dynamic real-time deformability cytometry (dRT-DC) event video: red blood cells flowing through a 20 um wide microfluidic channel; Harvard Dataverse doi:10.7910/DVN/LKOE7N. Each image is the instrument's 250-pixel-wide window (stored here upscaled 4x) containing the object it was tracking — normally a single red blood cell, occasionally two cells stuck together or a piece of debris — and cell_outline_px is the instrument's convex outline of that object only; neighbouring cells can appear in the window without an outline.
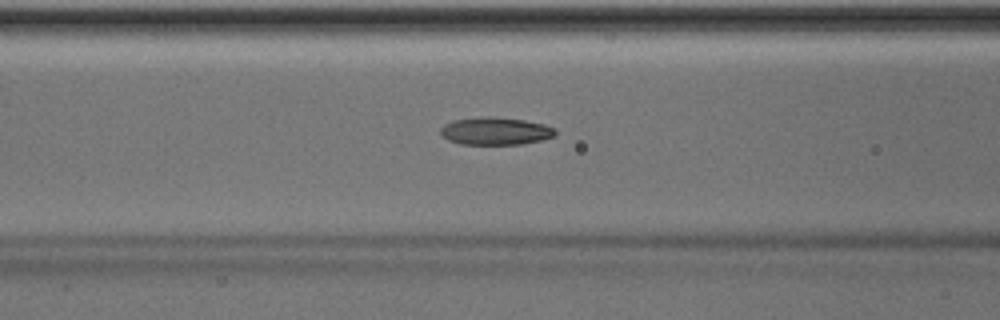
{"species": "Egyptian fruit bat (a non-hibernating species)", "species_latin": "Rousettus aegyptiacus", "temperature_condition": "room temperature", "stored_images_in_passage": 47, "camera_frame_rate_fps": 3000, "um_per_image_px": 0.085, "animal": {"sex": "male"}, "frame": {"image": 1, "passage_image": 21, "time_ms": 6.667, "image_size_px": [1000, 320], "cell_outline_px": [[556, 132], [552, 136], [540, 140], [520, 144], [460, 144], [448, 140], [440, 132], [440, 128], [444, 124], [452, 120], [488, 116], [524, 120], [544, 124], [556, 128]], "centroid_in_image_um": [42.09, 11.13], "position_along_channel_um": 124.5, "area_um2": 18.32}}
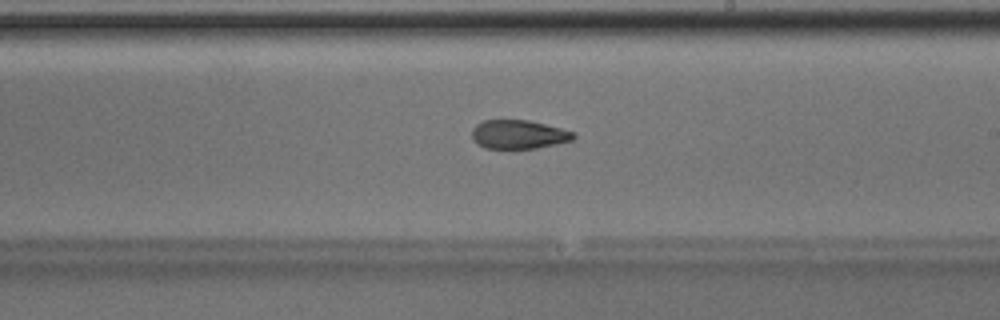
{"frame": {"image": 2, "passage_image": 30, "time_ms": 9.667, "image_size_px": [1000, 320], "cell_outline_px": [[576, 136], [572, 140], [556, 144], [536, 148], [484, 148], [476, 144], [472, 140], [472, 128], [476, 124], [484, 120], [528, 120], [576, 132]], "centroid_in_image_um": [44.06, 11.42], "position_along_channel_um": 244.9, "area_um2": 17.11}}
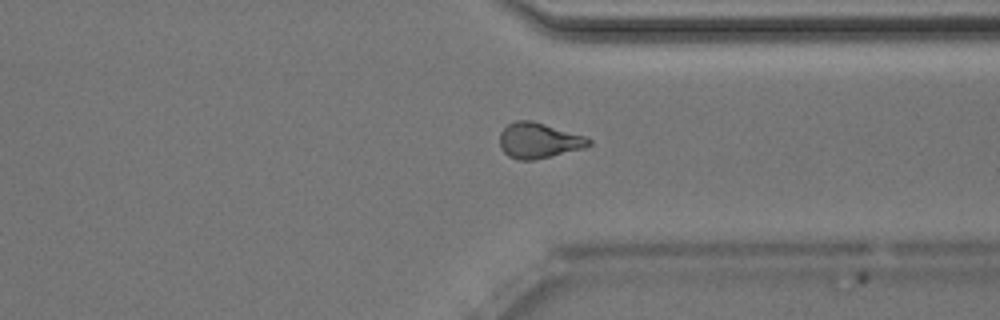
{"frame": {"image": 3, "passage_image": 39, "time_ms": 12.667, "image_size_px": [1000, 320], "cell_outline_px": [[592, 144], [584, 148], [532, 160], [520, 160], [508, 156], [500, 148], [500, 132], [508, 124], [516, 120], [532, 120], [588, 136], [592, 140]], "centroid_in_image_um": [45.82, 11.93], "position_along_channel_um": 365.6, "area_um2": 18.55}}